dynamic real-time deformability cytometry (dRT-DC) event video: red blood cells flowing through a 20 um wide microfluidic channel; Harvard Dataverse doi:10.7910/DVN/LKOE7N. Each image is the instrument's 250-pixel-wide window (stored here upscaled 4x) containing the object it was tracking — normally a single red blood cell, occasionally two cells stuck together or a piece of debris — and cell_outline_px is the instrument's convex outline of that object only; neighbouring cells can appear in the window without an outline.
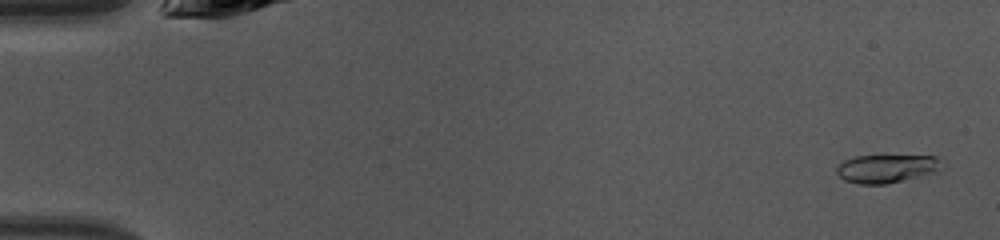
{"species": "common noctule bat (a hibernating species)", "species_latin": "Nyctalus noctula", "temperature_condition": "warm", "stored_images_in_passage": 46, "camera_frame_rate_fps": 3000, "um_per_image_px": 0.085, "animal": {"sex": "female", "body_mass_g": 10.0, "forearm_length_mm": 53.1}, "frame": {"image": 1, "passage_image": 2, "time_ms": 0.333, "image_size_px": [1000, 240], "cell_outline_px": [[944, 160], [936, 172], [888, 184], [860, 184], [844, 180], [836, 172], [836, 168], [844, 160], [856, 156], [936, 156]], "centroid_in_image_um": [75.37, 14.33], "position_along_channel_um": 9.6, "area_um2": 17.28}}
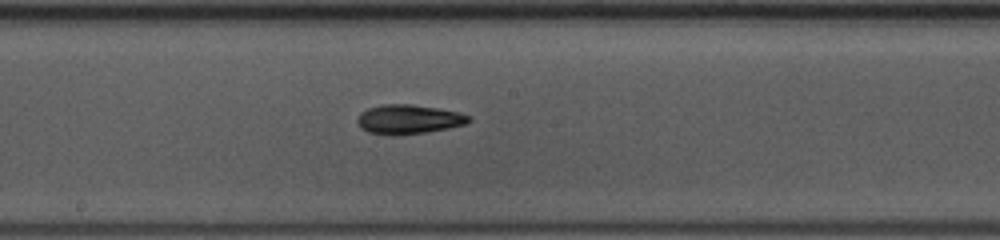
{"frame": {"image": 2, "passage_image": 25, "time_ms": 8.0, "image_size_px": [1000, 240], "cell_outline_px": [[472, 120], [464, 124], [448, 128], [424, 132], [392, 136], [368, 132], [360, 128], [356, 120], [360, 112], [368, 108], [384, 104], [412, 104], [440, 108], [456, 112], [468, 116]], "centroid_in_image_um": [34.67, 10.14], "position_along_channel_um": 213.5, "area_um2": 19.02}}
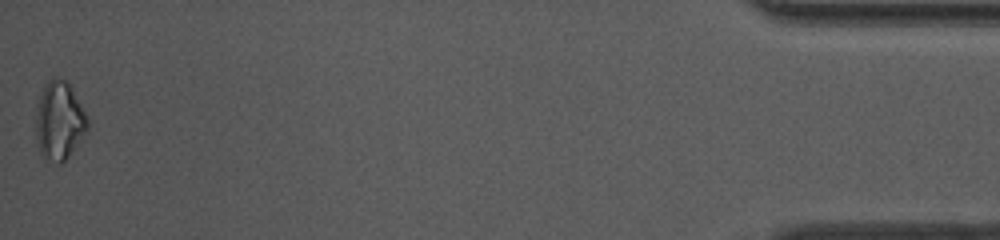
{"frame": {"image": 3, "passage_image": 46, "time_ms": 15.0, "image_size_px": [1000, 240], "cell_outline_px": [[88, 132], [68, 156], [60, 164], [56, 164], [44, 156], [40, 152], [36, 140], [36, 108], [44, 84], [52, 76], [60, 76], [72, 88], [88, 116]], "centroid_in_image_um": [5.05, 10.23], "position_along_channel_um": 430.1, "area_um2": 23.87}, "authors_computed_cell_mechanics": {"area_um2": 17.9758, "velocity_mm_per_s": 4.3499, "shape_relaxation_time_tau1_ms": 2.4292, "shape_relaxation_time_tau2_ms": 5.1119, "deformation_change_tau1": 0.1273, "deformation_change_tau2": 0.1267}}